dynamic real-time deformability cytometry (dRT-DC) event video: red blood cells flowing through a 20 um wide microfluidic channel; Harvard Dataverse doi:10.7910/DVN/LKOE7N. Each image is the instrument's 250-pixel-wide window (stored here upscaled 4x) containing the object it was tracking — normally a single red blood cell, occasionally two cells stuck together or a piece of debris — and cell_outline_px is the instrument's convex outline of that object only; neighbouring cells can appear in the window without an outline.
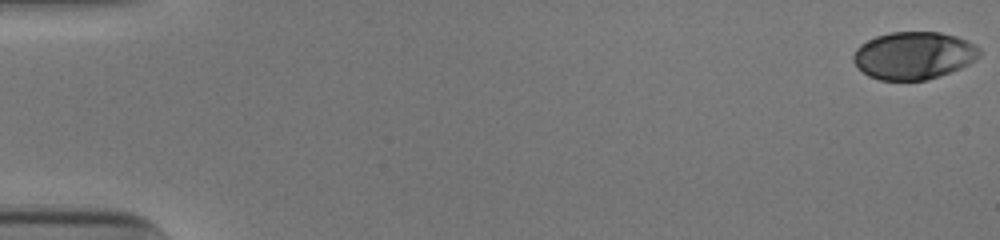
{"species": "human", "species_latin": "Homo sapiens", "temperature_condition": "cold", "stored_images_in_passage": 53, "camera_frame_rate_fps": 3000, "um_per_image_px": 0.085, "donor": {"sex": "male"}, "frame": {"image": 1, "passage_image": 1, "time_ms": 0.0, "image_size_px": [1000, 240], "cell_outline_px": [[980, 56], [968, 64], [960, 68], [940, 76], [928, 80], [880, 80], [868, 76], [852, 60], [852, 56], [856, 48], [860, 44], [876, 36], [888, 32], [940, 32], [956, 36], [968, 40], [976, 44], [980, 48]], "centroid_in_image_um": [77.68, 4.71], "position_along_channel_um": 7.3, "area_um2": 35.14}}
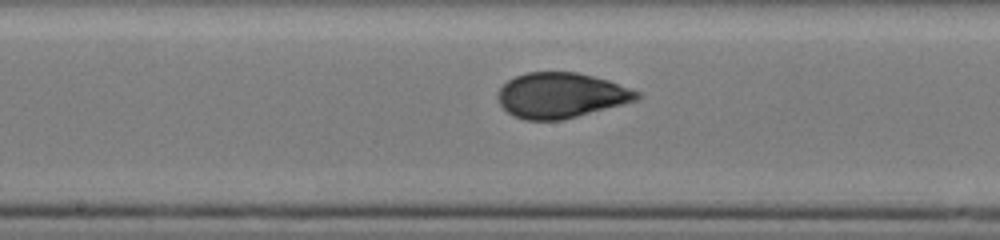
{"frame": {"image": 2, "passage_image": 29, "time_ms": 9.333, "image_size_px": [1000, 240], "cell_outline_px": [[644, 96], [636, 100], [576, 116], [560, 120], [524, 120], [512, 116], [500, 104], [496, 96], [500, 88], [508, 80], [516, 76], [528, 72], [576, 72], [608, 80], [640, 92]], "centroid_in_image_um": [47.66, 8.1], "position_along_channel_um": 200.5, "area_um2": 36.41}}
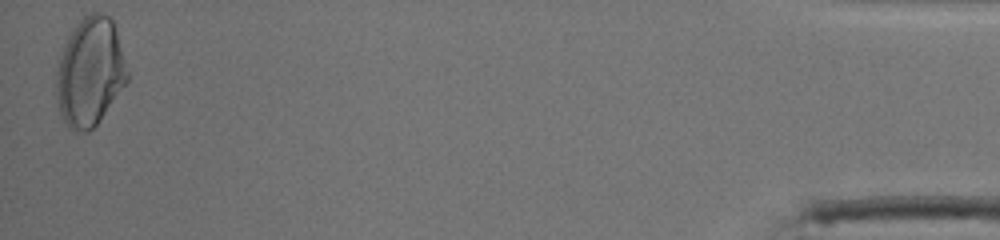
{"frame": {"image": 3, "passage_image": 53, "time_ms": 17.333, "image_size_px": [1000, 240], "cell_outline_px": [[128, 80], [100, 120], [88, 132], [72, 132], [64, 124], [60, 112], [56, 96], [56, 60], [68, 36], [80, 20], [84, 16], [92, 12], [100, 12], [108, 16], [112, 20], [116, 32], [128, 72]], "centroid_in_image_um": [7.6, 6.15], "position_along_channel_um": 427.6, "area_um2": 45.03}, "authors_computed_cell_mechanics": {"area_um2": 36.4718, "velocity_mm_per_s": 3.8993, "shape_relaxation_time_tau1_ms": 8.0799, "shape_relaxation_time_tau2_ms": 0.6783, "deformation_change_tau1": 0.2199, "deformation_change_tau2": 0.0371}}